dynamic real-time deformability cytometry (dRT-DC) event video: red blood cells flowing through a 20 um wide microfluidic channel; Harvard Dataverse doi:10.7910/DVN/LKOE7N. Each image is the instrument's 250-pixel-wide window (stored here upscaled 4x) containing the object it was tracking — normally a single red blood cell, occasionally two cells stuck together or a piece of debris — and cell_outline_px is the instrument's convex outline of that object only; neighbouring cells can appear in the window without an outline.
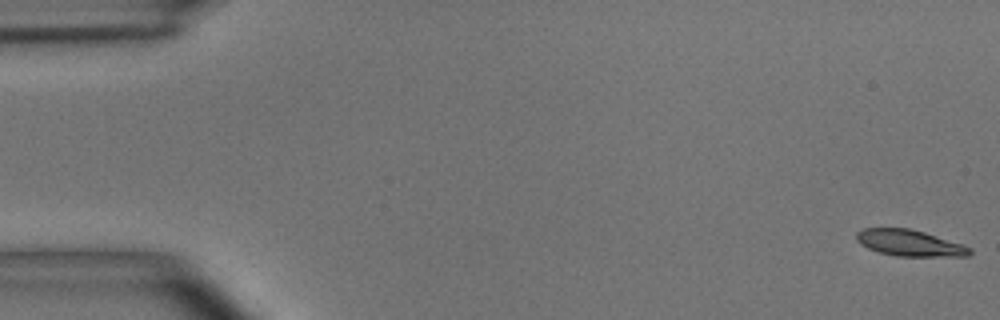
{"species": "common noctule bat (a hibernating species)", "species_latin": "Nyctalus noctula", "temperature_condition": "room temperature", "stored_images_in_passage": 54, "camera_frame_rate_fps": 3000, "um_per_image_px": 0.085, "animal": {"sex": "male", "body_mass_g": 15.6}, "frame": {"image": 1, "passage_image": 1, "time_ms": 0.0, "image_size_px": [1000, 320], "cell_outline_px": [[972, 252], [968, 256], [896, 256], [880, 252], [868, 248], [860, 244], [856, 240], [856, 232], [864, 228], [908, 228], [924, 232], [964, 244], [972, 248]], "centroid_in_image_um": [77.33, 20.65], "position_along_channel_um": 7.7, "area_um2": 17.4}}
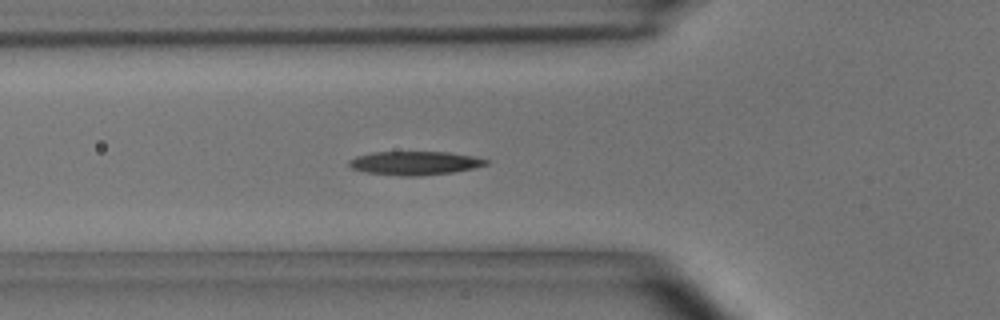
{"frame": {"image": 2, "passage_image": 19, "time_ms": 6.0, "image_size_px": [1000, 320], "cell_outline_px": [[488, 164], [472, 168], [452, 172], [420, 176], [400, 176], [364, 172], [352, 168], [348, 164], [348, 160], [356, 156], [372, 152], [448, 152], [476, 156], [488, 160]], "centroid_in_image_um": [35.23, 13.86], "position_along_channel_um": 90.6, "area_um2": 18.96}}
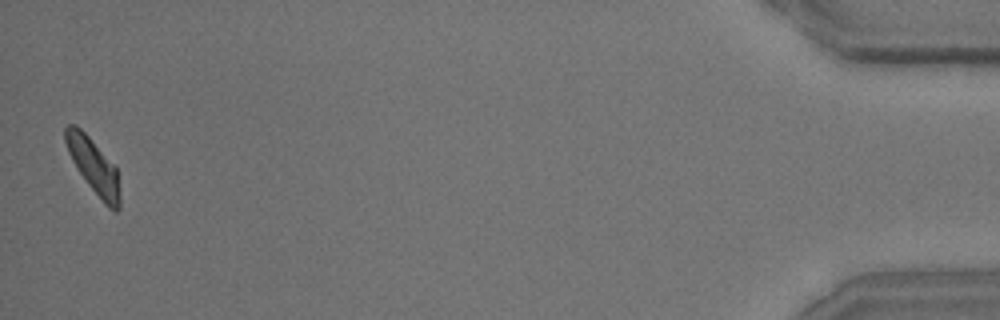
{"frame": {"image": 3, "passage_image": 54, "time_ms": 17.667, "image_size_px": [1000, 320], "cell_outline_px": [[120, 208], [116, 212], [108, 208], [104, 204], [88, 184], [72, 160], [68, 152], [64, 140], [64, 128], [68, 124], [76, 124], [116, 164], [120, 192]], "centroid_in_image_um": [7.98, 14.11], "position_along_channel_um": 427.2, "area_um2": 17.63}, "authors_computed_cell_mechanics": {"area_um2": 18.1492, "velocity_mm_per_s": 3.6607, "shape_relaxation_time_tau1_ms": 3.8616, "shape_relaxation_time_tau2_ms": null, "deformation_change_tau1": 0.1413, "deformation_change_tau2": null}}